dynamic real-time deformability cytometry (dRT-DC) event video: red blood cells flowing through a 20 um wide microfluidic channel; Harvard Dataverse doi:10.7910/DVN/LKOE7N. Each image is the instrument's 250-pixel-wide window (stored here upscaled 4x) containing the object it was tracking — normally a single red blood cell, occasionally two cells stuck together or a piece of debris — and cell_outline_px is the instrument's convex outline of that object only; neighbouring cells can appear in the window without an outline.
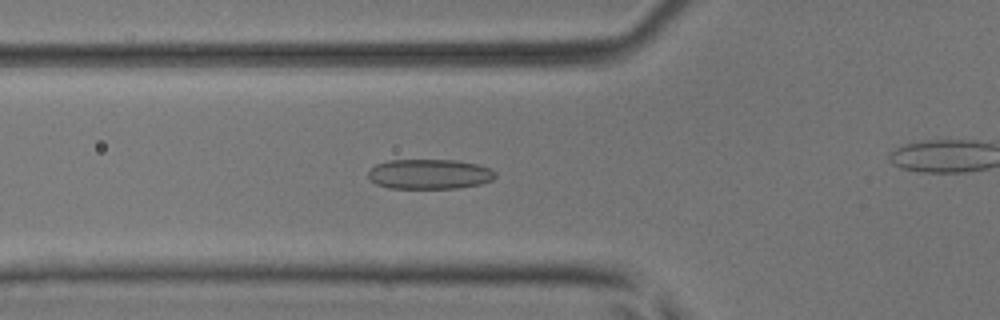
{"species": "common noctule bat (a hibernating species)", "species_latin": "Nyctalus noctula", "temperature_condition": "room temperature", "stored_images_in_passage": 38, "camera_frame_rate_fps": 3000, "um_per_image_px": 0.085, "animal": {"sex": "male", "body_mass_g": 17.9, "forearm_length_mm": 54.2}, "frame": {"image": 1, "passage_image": 15, "time_ms": 4.667, "image_size_px": [1000, 320], "cell_outline_px": [[496, 176], [492, 180], [480, 184], [460, 188], [388, 188], [376, 184], [368, 176], [368, 172], [376, 164], [388, 160], [456, 160], [476, 164], [492, 168], [496, 172]], "centroid_in_image_um": [36.53, 14.8], "position_along_channel_um": 89.3, "area_um2": 22.25}}
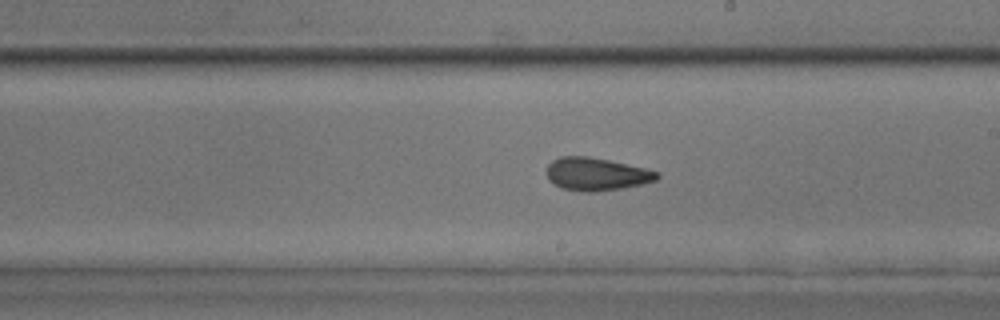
{"frame": {"image": 2, "passage_image": 26, "time_ms": 8.333, "image_size_px": [1000, 320], "cell_outline_px": [[660, 176], [656, 180], [640, 184], [620, 188], [596, 192], [588, 192], [564, 188], [548, 180], [544, 172], [548, 164], [552, 160], [560, 156], [588, 156], [648, 168], [660, 172]], "centroid_in_image_um": [50.68, 14.78], "position_along_channel_um": 238.3, "area_um2": 21.21}}
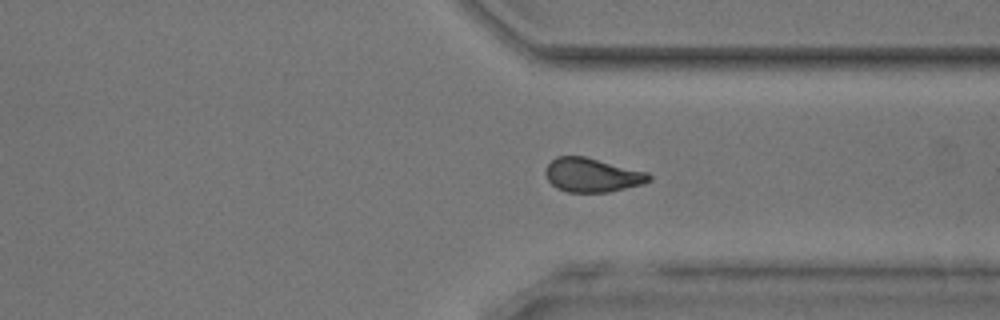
{"frame": {"image": 3, "passage_image": 35, "time_ms": 11.333, "image_size_px": [1000, 320], "cell_outline_px": [[652, 180], [640, 184], [608, 192], [568, 192], [556, 188], [548, 180], [544, 172], [548, 164], [556, 156], [584, 156], [648, 172], [652, 176]], "centroid_in_image_um": [50.32, 14.87], "position_along_channel_um": 361.1, "area_um2": 20.4}}